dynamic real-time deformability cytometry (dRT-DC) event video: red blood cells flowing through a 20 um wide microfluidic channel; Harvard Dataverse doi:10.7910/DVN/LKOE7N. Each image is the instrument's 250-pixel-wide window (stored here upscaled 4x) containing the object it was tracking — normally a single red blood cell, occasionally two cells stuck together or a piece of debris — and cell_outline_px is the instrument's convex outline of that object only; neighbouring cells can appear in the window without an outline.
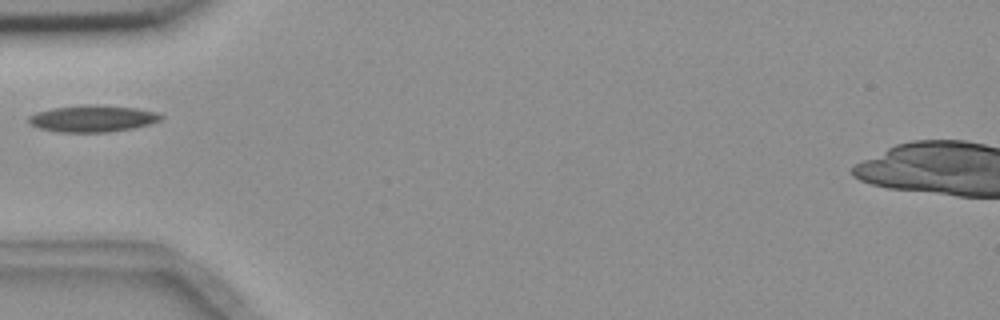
{"species": "common noctule bat (a hibernating species)", "species_latin": "Nyctalus noctula", "temperature_condition": "room temperature", "stored_images_in_passage": 6, "camera_frame_rate_fps": 3000, "um_per_image_px": 0.085, "animal": {"sex": "female", "body_mass_g": 18.4}, "frame": {"image": 1, "passage_image": 5, "time_ms": 6.333, "image_size_px": [1000, 320], "cell_outline_px": [[164, 116], [160, 120], [148, 124], [132, 128], [108, 132], [56, 132], [40, 128], [32, 124], [28, 120], [28, 116], [36, 112], [52, 108], [84, 104], [96, 104], [136, 108], [156, 112]], "centroid_in_image_um": [7.85, 10.07], "position_along_channel_um": 77.1, "area_um2": 20.58}}